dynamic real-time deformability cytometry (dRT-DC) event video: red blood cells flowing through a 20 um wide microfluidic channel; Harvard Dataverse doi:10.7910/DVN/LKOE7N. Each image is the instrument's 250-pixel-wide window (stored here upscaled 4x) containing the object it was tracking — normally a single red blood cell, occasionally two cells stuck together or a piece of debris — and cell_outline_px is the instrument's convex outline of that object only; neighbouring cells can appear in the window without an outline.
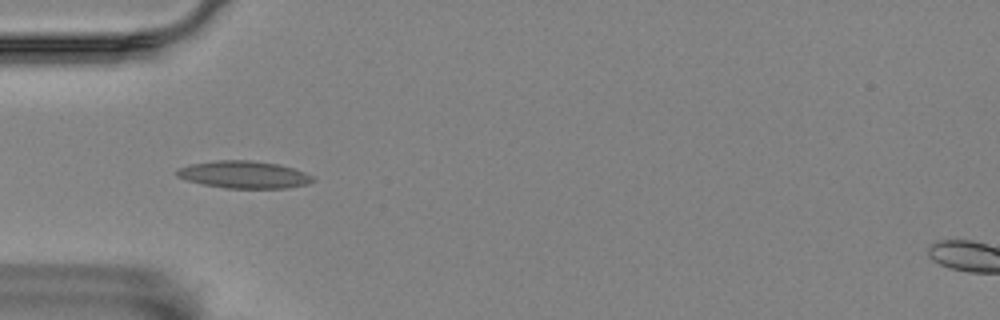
{"species": "Egyptian fruit bat (a non-hibernating species)", "species_latin": "Rousettus aegyptiacus", "temperature_condition": "room temperature", "stored_images_in_passage": 7, "camera_frame_rate_fps": 3000, "um_per_image_px": 0.085, "animal": {"sex": "female"}, "frame": {"image": 1, "passage_image": 3, "time_ms": 0.667, "image_size_px": [1000, 320], "cell_outline_px": [[316, 180], [308, 184], [288, 188], [224, 188], [204, 184], [188, 180], [176, 176], [176, 172], [180, 168], [192, 164], [216, 160], [252, 160], [280, 164], [304, 172], [312, 176]], "centroid_in_image_um": [20.78, 14.84], "position_along_channel_um": 64.2, "area_um2": 21.56}}
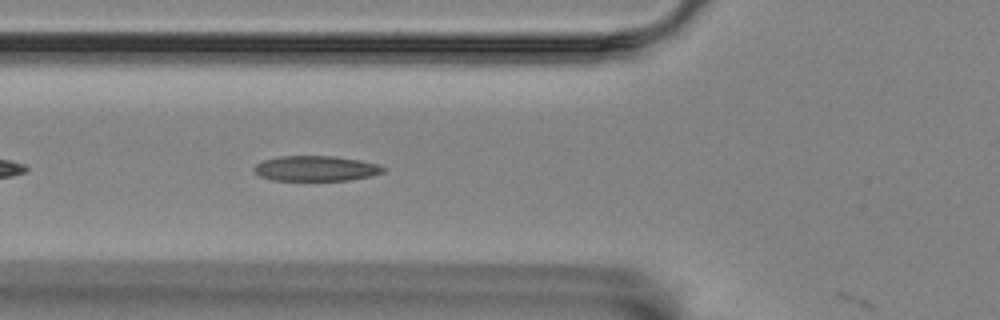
{"frame": {"image": 2, "passage_image": 6, "time_ms": 1.667, "image_size_px": [1000, 320], "cell_outline_px": [[388, 168], [384, 172], [372, 176], [348, 180], [272, 180], [260, 176], [252, 168], [256, 164], [264, 160], [280, 156], [336, 156], [360, 160], [380, 164]], "centroid_in_image_um": [26.91, 14.31], "position_along_channel_um": 98.9, "area_um2": 19.13}}